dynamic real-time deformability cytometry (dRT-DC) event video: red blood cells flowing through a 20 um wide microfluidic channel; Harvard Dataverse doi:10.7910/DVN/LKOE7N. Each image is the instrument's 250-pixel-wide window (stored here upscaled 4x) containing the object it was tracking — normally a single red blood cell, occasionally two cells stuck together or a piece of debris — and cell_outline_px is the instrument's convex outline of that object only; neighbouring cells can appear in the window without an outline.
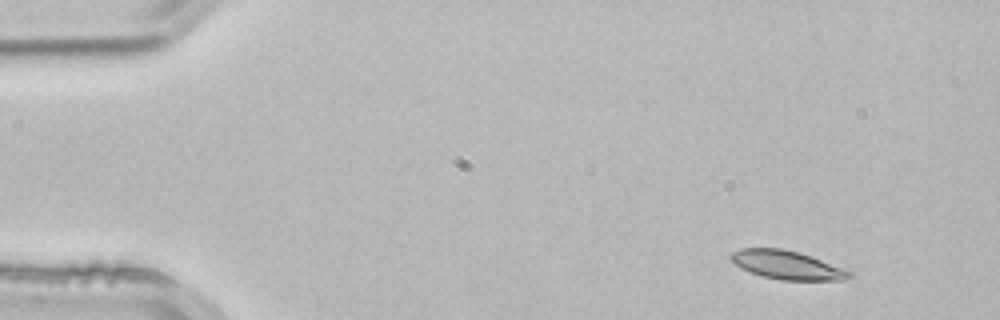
{"species": "common noctule bat (a hibernating species)", "species_latin": "Nyctalus noctula", "temperature_condition": "room temperature", "stored_images_in_passage": 3, "camera_frame_rate_fps": 3000, "um_per_image_px": 0.085, "animal": {"sex": "male", "body_mass_g": 21.5, "forearm_length_mm": 52.0}, "frame": {"image": 1, "passage_image": 1, "time_ms": 0.0, "image_size_px": [1000, 320], "cell_outline_px": [[852, 276], [844, 280], [780, 280], [764, 276], [740, 268], [728, 260], [728, 256], [732, 252], [740, 248], [780, 248], [800, 252], [812, 256], [852, 272]], "centroid_in_image_um": [66.85, 22.51], "position_along_channel_um": 18.2, "area_um2": 19.83}}